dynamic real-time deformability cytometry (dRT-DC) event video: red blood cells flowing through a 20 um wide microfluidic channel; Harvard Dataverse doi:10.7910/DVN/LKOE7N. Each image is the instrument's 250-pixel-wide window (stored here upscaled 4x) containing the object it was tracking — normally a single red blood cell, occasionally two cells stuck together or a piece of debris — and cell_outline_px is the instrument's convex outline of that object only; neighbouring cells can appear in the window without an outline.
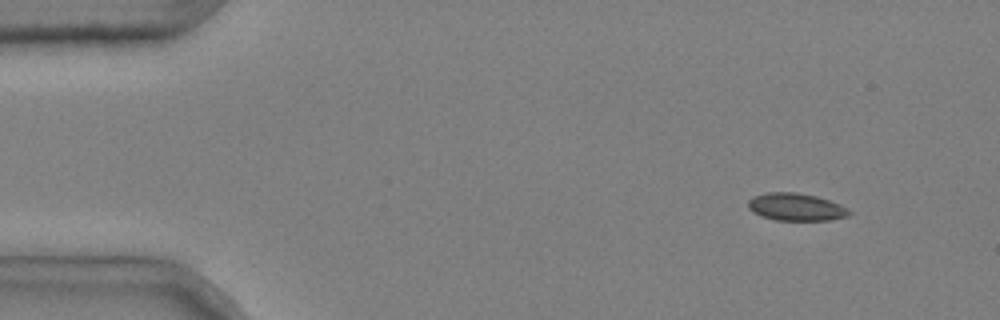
{"species": "common noctule bat (a hibernating species)", "species_latin": "Nyctalus noctula", "temperature_condition": "cold", "stored_images_in_passage": 3, "camera_frame_rate_fps": 3000, "um_per_image_px": 0.085, "animal": {"sex": "male", "body_mass_g": 20.4}, "frame": {"image": 1, "passage_image": 1, "time_ms": 0.0, "image_size_px": [1000, 320], "cell_outline_px": [[852, 212], [848, 216], [832, 220], [776, 220], [760, 216], [752, 212], [748, 208], [748, 200], [752, 196], [768, 192], [796, 192], [816, 196], [840, 204], [848, 208]], "centroid_in_image_um": [67.65, 17.59], "position_along_channel_um": 17.4, "area_um2": 16.36}}
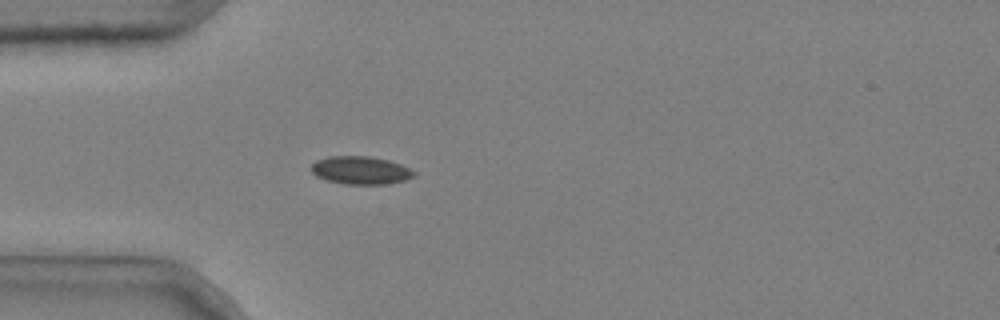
{"frame": {"image": 2, "passage_image": 3, "time_ms": 0.667, "image_size_px": [1000, 320], "cell_outline_px": [[416, 176], [404, 180], [384, 184], [344, 184], [328, 180], [316, 176], [312, 172], [312, 164], [316, 160], [328, 156], [368, 156], [388, 160], [400, 164], [416, 172]], "centroid_in_image_um": [30.65, 14.47], "position_along_channel_um": 54.4, "area_um2": 16.65}}